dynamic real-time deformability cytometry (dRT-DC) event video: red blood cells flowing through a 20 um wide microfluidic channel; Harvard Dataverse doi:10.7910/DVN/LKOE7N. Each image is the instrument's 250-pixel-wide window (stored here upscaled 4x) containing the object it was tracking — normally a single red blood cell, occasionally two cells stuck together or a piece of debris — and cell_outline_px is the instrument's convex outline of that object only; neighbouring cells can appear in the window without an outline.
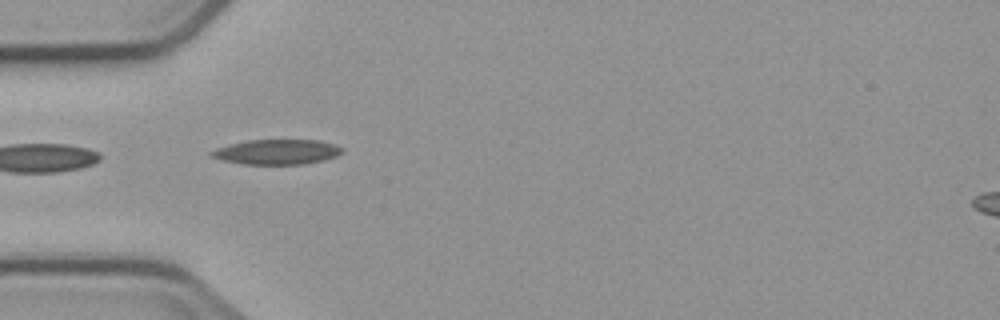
{"species": "common noctule bat (a hibernating species)", "species_latin": "Nyctalus noctula", "temperature_condition": "cold", "stored_images_in_passage": 6, "camera_frame_rate_fps": 3000, "um_per_image_px": 0.085, "animal": {"sex": "male", "body_mass_g": 23.1, "forearm_length_mm": 52.7}, "frame": {"image": 1, "passage_image": 5, "time_ms": 4.667, "image_size_px": [1000, 320], "cell_outline_px": [[344, 152], [336, 156], [324, 160], [304, 164], [244, 164], [224, 160], [212, 156], [208, 152], [216, 148], [248, 140], [320, 140], [336, 144], [344, 148]], "centroid_in_image_um": [23.61, 12.91], "position_along_channel_um": 61.4, "area_um2": 19.02}}